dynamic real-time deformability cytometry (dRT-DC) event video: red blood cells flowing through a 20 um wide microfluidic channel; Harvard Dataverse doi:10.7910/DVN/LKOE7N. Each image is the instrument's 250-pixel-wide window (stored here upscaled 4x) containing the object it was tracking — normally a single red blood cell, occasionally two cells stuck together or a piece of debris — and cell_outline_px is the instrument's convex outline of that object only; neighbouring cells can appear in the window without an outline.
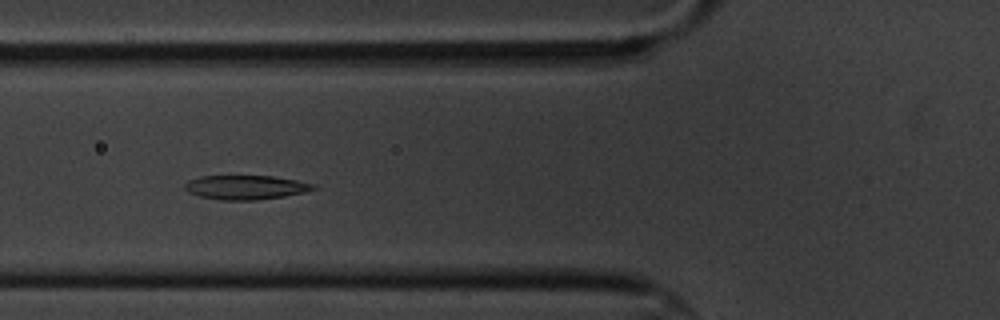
{"species": "common noctule bat (a hibernating species)", "species_latin": "Nyctalus noctula", "temperature_condition": "cold", "stored_images_in_passage": 8, "camera_frame_rate_fps": 3000, "um_per_image_px": 0.085, "animal": {"sex": "male", "body_mass_g": 20.1, "forearm_length_mm": 53.5}, "frame": {"image": 1, "passage_image": 4, "time_ms": 3.667, "image_size_px": [1000, 320], "cell_outline_px": [[320, 188], [304, 192], [284, 196], [256, 200], [220, 200], [200, 196], [188, 192], [184, 188], [184, 184], [188, 180], [200, 176], [272, 176], [296, 180], [316, 184]], "centroid_in_image_um": [20.9, 15.92], "position_along_channel_um": 104.9, "area_um2": 18.21}}
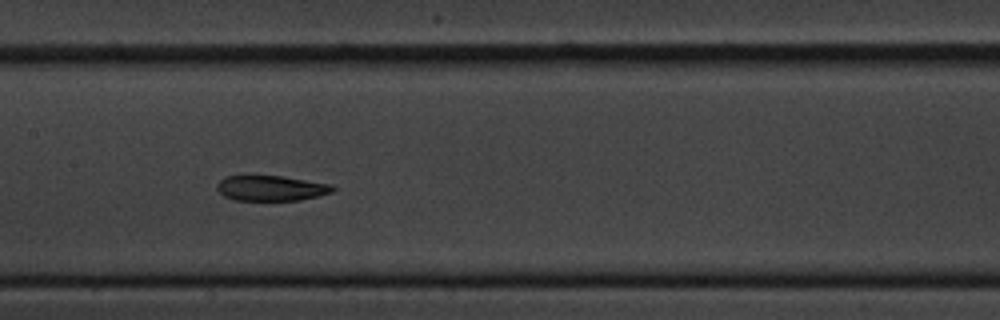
{"frame": {"image": 2, "passage_image": 6, "time_ms": 6.0, "image_size_px": [1000, 320], "cell_outline_px": [[336, 188], [332, 192], [320, 196], [300, 200], [236, 200], [224, 196], [216, 188], [216, 184], [220, 180], [228, 176], [284, 176], [332, 184]], "centroid_in_image_um": [23.09, 15.99], "position_along_channel_um": 184.3, "area_um2": 17.11}}
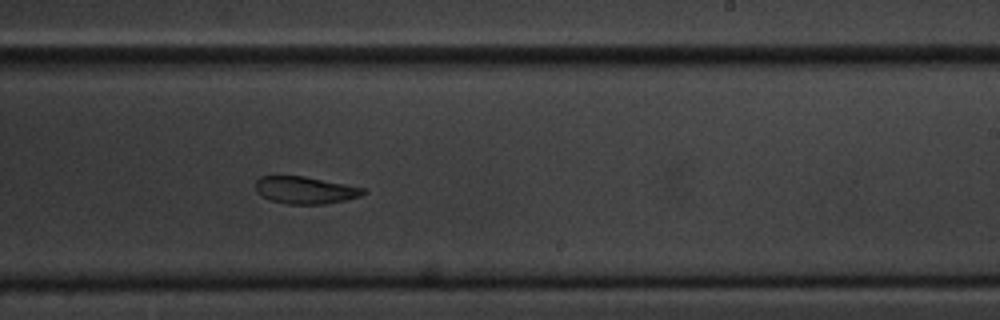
{"frame": {"image": 3, "passage_image": 8, "time_ms": 8.333, "image_size_px": [1000, 320], "cell_outline_px": [[368, 192], [360, 196], [344, 200], [324, 204], [288, 204], [272, 200], [256, 192], [256, 180], [260, 176], [304, 176], [364, 188]], "centroid_in_image_um": [25.94, 16.16], "position_along_channel_um": 263.1, "area_um2": 16.88}}